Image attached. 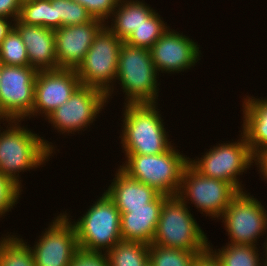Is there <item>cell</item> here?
I'll use <instances>...</instances> for the list:
<instances>
[{
    "mask_svg": "<svg viewBox=\"0 0 267 266\" xmlns=\"http://www.w3.org/2000/svg\"><path fill=\"white\" fill-rule=\"evenodd\" d=\"M6 123L7 129L2 127L4 131L0 130V174L11 178L22 188L19 173L44 167L53 152L56 153L55 147L38 133L21 127V120H6Z\"/></svg>",
    "mask_w": 267,
    "mask_h": 266,
    "instance_id": "1",
    "label": "cell"
},
{
    "mask_svg": "<svg viewBox=\"0 0 267 266\" xmlns=\"http://www.w3.org/2000/svg\"><path fill=\"white\" fill-rule=\"evenodd\" d=\"M158 103L125 104L121 139L124 155H156L167 151L172 145L164 128V119Z\"/></svg>",
    "mask_w": 267,
    "mask_h": 266,
    "instance_id": "2",
    "label": "cell"
},
{
    "mask_svg": "<svg viewBox=\"0 0 267 266\" xmlns=\"http://www.w3.org/2000/svg\"><path fill=\"white\" fill-rule=\"evenodd\" d=\"M125 158L119 167L124 173L167 196L178 194L184 169L189 164V157L173 145L161 154H132Z\"/></svg>",
    "mask_w": 267,
    "mask_h": 266,
    "instance_id": "3",
    "label": "cell"
},
{
    "mask_svg": "<svg viewBox=\"0 0 267 266\" xmlns=\"http://www.w3.org/2000/svg\"><path fill=\"white\" fill-rule=\"evenodd\" d=\"M188 207L178 195L166 198L152 244L189 252H205L209 249L207 235Z\"/></svg>",
    "mask_w": 267,
    "mask_h": 266,
    "instance_id": "4",
    "label": "cell"
},
{
    "mask_svg": "<svg viewBox=\"0 0 267 266\" xmlns=\"http://www.w3.org/2000/svg\"><path fill=\"white\" fill-rule=\"evenodd\" d=\"M150 49L123 42L116 73L125 101L123 104L158 103L160 83Z\"/></svg>",
    "mask_w": 267,
    "mask_h": 266,
    "instance_id": "5",
    "label": "cell"
},
{
    "mask_svg": "<svg viewBox=\"0 0 267 266\" xmlns=\"http://www.w3.org/2000/svg\"><path fill=\"white\" fill-rule=\"evenodd\" d=\"M80 217L72 219L79 250L106 253L122 241L121 213L105 192Z\"/></svg>",
    "mask_w": 267,
    "mask_h": 266,
    "instance_id": "6",
    "label": "cell"
},
{
    "mask_svg": "<svg viewBox=\"0 0 267 266\" xmlns=\"http://www.w3.org/2000/svg\"><path fill=\"white\" fill-rule=\"evenodd\" d=\"M123 42L105 25L76 69L81 85L103 91L107 100L115 92L118 59Z\"/></svg>",
    "mask_w": 267,
    "mask_h": 266,
    "instance_id": "7",
    "label": "cell"
},
{
    "mask_svg": "<svg viewBox=\"0 0 267 266\" xmlns=\"http://www.w3.org/2000/svg\"><path fill=\"white\" fill-rule=\"evenodd\" d=\"M240 132V138L237 141H228V143L226 141L214 145L202 157L189 158V164L203 176L226 181L239 192L243 191L245 187L239 177L252 167V163H255V155L252 153L245 135L242 131Z\"/></svg>",
    "mask_w": 267,
    "mask_h": 266,
    "instance_id": "8",
    "label": "cell"
},
{
    "mask_svg": "<svg viewBox=\"0 0 267 266\" xmlns=\"http://www.w3.org/2000/svg\"><path fill=\"white\" fill-rule=\"evenodd\" d=\"M239 191L230 183L205 177L188 164L183 172L178 196L210 218L221 217Z\"/></svg>",
    "mask_w": 267,
    "mask_h": 266,
    "instance_id": "9",
    "label": "cell"
},
{
    "mask_svg": "<svg viewBox=\"0 0 267 266\" xmlns=\"http://www.w3.org/2000/svg\"><path fill=\"white\" fill-rule=\"evenodd\" d=\"M229 236L228 243L257 246L267 233V210L246 190L239 192L219 218Z\"/></svg>",
    "mask_w": 267,
    "mask_h": 266,
    "instance_id": "10",
    "label": "cell"
},
{
    "mask_svg": "<svg viewBox=\"0 0 267 266\" xmlns=\"http://www.w3.org/2000/svg\"><path fill=\"white\" fill-rule=\"evenodd\" d=\"M107 95L96 88L80 85L61 106L45 119L58 133L74 134L85 131L108 104ZM104 107V108H103Z\"/></svg>",
    "mask_w": 267,
    "mask_h": 266,
    "instance_id": "11",
    "label": "cell"
},
{
    "mask_svg": "<svg viewBox=\"0 0 267 266\" xmlns=\"http://www.w3.org/2000/svg\"><path fill=\"white\" fill-rule=\"evenodd\" d=\"M37 70L31 66L2 65L0 74V119L25 120L34 106Z\"/></svg>",
    "mask_w": 267,
    "mask_h": 266,
    "instance_id": "12",
    "label": "cell"
},
{
    "mask_svg": "<svg viewBox=\"0 0 267 266\" xmlns=\"http://www.w3.org/2000/svg\"><path fill=\"white\" fill-rule=\"evenodd\" d=\"M38 238L30 247L35 266H70L79 251L76 230L66 211L56 216Z\"/></svg>",
    "mask_w": 267,
    "mask_h": 266,
    "instance_id": "13",
    "label": "cell"
},
{
    "mask_svg": "<svg viewBox=\"0 0 267 266\" xmlns=\"http://www.w3.org/2000/svg\"><path fill=\"white\" fill-rule=\"evenodd\" d=\"M199 49L198 42L169 27L150 48V53L158 74L160 71L174 74L194 68L202 57Z\"/></svg>",
    "mask_w": 267,
    "mask_h": 266,
    "instance_id": "14",
    "label": "cell"
},
{
    "mask_svg": "<svg viewBox=\"0 0 267 266\" xmlns=\"http://www.w3.org/2000/svg\"><path fill=\"white\" fill-rule=\"evenodd\" d=\"M81 85L75 69L58 68L38 71L34 87V106L31 117H47L66 102Z\"/></svg>",
    "mask_w": 267,
    "mask_h": 266,
    "instance_id": "15",
    "label": "cell"
},
{
    "mask_svg": "<svg viewBox=\"0 0 267 266\" xmlns=\"http://www.w3.org/2000/svg\"><path fill=\"white\" fill-rule=\"evenodd\" d=\"M105 25L101 20L93 18L86 24L54 30L58 68L76 70Z\"/></svg>",
    "mask_w": 267,
    "mask_h": 266,
    "instance_id": "16",
    "label": "cell"
},
{
    "mask_svg": "<svg viewBox=\"0 0 267 266\" xmlns=\"http://www.w3.org/2000/svg\"><path fill=\"white\" fill-rule=\"evenodd\" d=\"M13 24L26 46L29 65L37 71L58 69L54 30L18 19Z\"/></svg>",
    "mask_w": 267,
    "mask_h": 266,
    "instance_id": "17",
    "label": "cell"
},
{
    "mask_svg": "<svg viewBox=\"0 0 267 266\" xmlns=\"http://www.w3.org/2000/svg\"><path fill=\"white\" fill-rule=\"evenodd\" d=\"M115 178L105 193L112 199L120 212L130 209L150 208V202L160 193L153 187L130 178L119 167Z\"/></svg>",
    "mask_w": 267,
    "mask_h": 266,
    "instance_id": "18",
    "label": "cell"
},
{
    "mask_svg": "<svg viewBox=\"0 0 267 266\" xmlns=\"http://www.w3.org/2000/svg\"><path fill=\"white\" fill-rule=\"evenodd\" d=\"M167 197V195L160 194L150 202V208L120 212L122 241L143 242L150 245L156 232L162 205Z\"/></svg>",
    "mask_w": 267,
    "mask_h": 266,
    "instance_id": "19",
    "label": "cell"
},
{
    "mask_svg": "<svg viewBox=\"0 0 267 266\" xmlns=\"http://www.w3.org/2000/svg\"><path fill=\"white\" fill-rule=\"evenodd\" d=\"M242 103V132L256 156L267 150V98L248 95Z\"/></svg>",
    "mask_w": 267,
    "mask_h": 266,
    "instance_id": "20",
    "label": "cell"
},
{
    "mask_svg": "<svg viewBox=\"0 0 267 266\" xmlns=\"http://www.w3.org/2000/svg\"><path fill=\"white\" fill-rule=\"evenodd\" d=\"M155 10L143 0H120L106 26L123 41Z\"/></svg>",
    "mask_w": 267,
    "mask_h": 266,
    "instance_id": "21",
    "label": "cell"
},
{
    "mask_svg": "<svg viewBox=\"0 0 267 266\" xmlns=\"http://www.w3.org/2000/svg\"><path fill=\"white\" fill-rule=\"evenodd\" d=\"M211 245L209 242V250L222 266H265V255L261 253L263 258L260 256L257 246L226 243V246L217 250Z\"/></svg>",
    "mask_w": 267,
    "mask_h": 266,
    "instance_id": "22",
    "label": "cell"
},
{
    "mask_svg": "<svg viewBox=\"0 0 267 266\" xmlns=\"http://www.w3.org/2000/svg\"><path fill=\"white\" fill-rule=\"evenodd\" d=\"M105 254L109 266H146L149 263V244L121 241Z\"/></svg>",
    "mask_w": 267,
    "mask_h": 266,
    "instance_id": "23",
    "label": "cell"
},
{
    "mask_svg": "<svg viewBox=\"0 0 267 266\" xmlns=\"http://www.w3.org/2000/svg\"><path fill=\"white\" fill-rule=\"evenodd\" d=\"M5 234L0 238V266H35L33 254L26 240ZM19 237V238H18Z\"/></svg>",
    "mask_w": 267,
    "mask_h": 266,
    "instance_id": "24",
    "label": "cell"
},
{
    "mask_svg": "<svg viewBox=\"0 0 267 266\" xmlns=\"http://www.w3.org/2000/svg\"><path fill=\"white\" fill-rule=\"evenodd\" d=\"M156 10L124 40L125 43L150 49L169 28Z\"/></svg>",
    "mask_w": 267,
    "mask_h": 266,
    "instance_id": "25",
    "label": "cell"
},
{
    "mask_svg": "<svg viewBox=\"0 0 267 266\" xmlns=\"http://www.w3.org/2000/svg\"><path fill=\"white\" fill-rule=\"evenodd\" d=\"M18 20L23 24L55 30L54 6L51 0H22Z\"/></svg>",
    "mask_w": 267,
    "mask_h": 266,
    "instance_id": "26",
    "label": "cell"
},
{
    "mask_svg": "<svg viewBox=\"0 0 267 266\" xmlns=\"http://www.w3.org/2000/svg\"><path fill=\"white\" fill-rule=\"evenodd\" d=\"M204 252H189L179 248H167L155 244L149 245V263L151 266H195L197 257Z\"/></svg>",
    "mask_w": 267,
    "mask_h": 266,
    "instance_id": "27",
    "label": "cell"
},
{
    "mask_svg": "<svg viewBox=\"0 0 267 266\" xmlns=\"http://www.w3.org/2000/svg\"><path fill=\"white\" fill-rule=\"evenodd\" d=\"M51 4L54 6L55 30L86 24L93 19L87 9L74 0H51Z\"/></svg>",
    "mask_w": 267,
    "mask_h": 266,
    "instance_id": "28",
    "label": "cell"
},
{
    "mask_svg": "<svg viewBox=\"0 0 267 266\" xmlns=\"http://www.w3.org/2000/svg\"><path fill=\"white\" fill-rule=\"evenodd\" d=\"M0 62L9 66H30L26 46L14 27L0 44Z\"/></svg>",
    "mask_w": 267,
    "mask_h": 266,
    "instance_id": "29",
    "label": "cell"
},
{
    "mask_svg": "<svg viewBox=\"0 0 267 266\" xmlns=\"http://www.w3.org/2000/svg\"><path fill=\"white\" fill-rule=\"evenodd\" d=\"M22 188L11 178L0 174V218L18 203Z\"/></svg>",
    "mask_w": 267,
    "mask_h": 266,
    "instance_id": "30",
    "label": "cell"
},
{
    "mask_svg": "<svg viewBox=\"0 0 267 266\" xmlns=\"http://www.w3.org/2000/svg\"><path fill=\"white\" fill-rule=\"evenodd\" d=\"M87 9L89 14L106 24L120 0H74ZM109 17V18H108ZM107 20V21H106Z\"/></svg>",
    "mask_w": 267,
    "mask_h": 266,
    "instance_id": "31",
    "label": "cell"
},
{
    "mask_svg": "<svg viewBox=\"0 0 267 266\" xmlns=\"http://www.w3.org/2000/svg\"><path fill=\"white\" fill-rule=\"evenodd\" d=\"M70 266H109L105 253L79 250Z\"/></svg>",
    "mask_w": 267,
    "mask_h": 266,
    "instance_id": "32",
    "label": "cell"
},
{
    "mask_svg": "<svg viewBox=\"0 0 267 266\" xmlns=\"http://www.w3.org/2000/svg\"><path fill=\"white\" fill-rule=\"evenodd\" d=\"M21 5L22 0H0V17L15 22L19 18Z\"/></svg>",
    "mask_w": 267,
    "mask_h": 266,
    "instance_id": "33",
    "label": "cell"
},
{
    "mask_svg": "<svg viewBox=\"0 0 267 266\" xmlns=\"http://www.w3.org/2000/svg\"><path fill=\"white\" fill-rule=\"evenodd\" d=\"M195 266H222L215 255L208 249L199 254Z\"/></svg>",
    "mask_w": 267,
    "mask_h": 266,
    "instance_id": "34",
    "label": "cell"
},
{
    "mask_svg": "<svg viewBox=\"0 0 267 266\" xmlns=\"http://www.w3.org/2000/svg\"><path fill=\"white\" fill-rule=\"evenodd\" d=\"M254 165H257V169H259L258 173H260L261 178L267 181V150L264 152L258 153L255 156Z\"/></svg>",
    "mask_w": 267,
    "mask_h": 266,
    "instance_id": "35",
    "label": "cell"
},
{
    "mask_svg": "<svg viewBox=\"0 0 267 266\" xmlns=\"http://www.w3.org/2000/svg\"><path fill=\"white\" fill-rule=\"evenodd\" d=\"M12 23H14V20H9L4 17H0V44L7 36V34L11 31V29L14 27V24Z\"/></svg>",
    "mask_w": 267,
    "mask_h": 266,
    "instance_id": "36",
    "label": "cell"
},
{
    "mask_svg": "<svg viewBox=\"0 0 267 266\" xmlns=\"http://www.w3.org/2000/svg\"><path fill=\"white\" fill-rule=\"evenodd\" d=\"M264 244H265V245L263 246L262 249L264 250L263 253L265 252V253H264V255H265V266H267V236H266V239H265ZM264 248H265V249H264Z\"/></svg>",
    "mask_w": 267,
    "mask_h": 266,
    "instance_id": "37",
    "label": "cell"
},
{
    "mask_svg": "<svg viewBox=\"0 0 267 266\" xmlns=\"http://www.w3.org/2000/svg\"><path fill=\"white\" fill-rule=\"evenodd\" d=\"M1 68H2V63L0 62V74H1Z\"/></svg>",
    "mask_w": 267,
    "mask_h": 266,
    "instance_id": "38",
    "label": "cell"
}]
</instances>
